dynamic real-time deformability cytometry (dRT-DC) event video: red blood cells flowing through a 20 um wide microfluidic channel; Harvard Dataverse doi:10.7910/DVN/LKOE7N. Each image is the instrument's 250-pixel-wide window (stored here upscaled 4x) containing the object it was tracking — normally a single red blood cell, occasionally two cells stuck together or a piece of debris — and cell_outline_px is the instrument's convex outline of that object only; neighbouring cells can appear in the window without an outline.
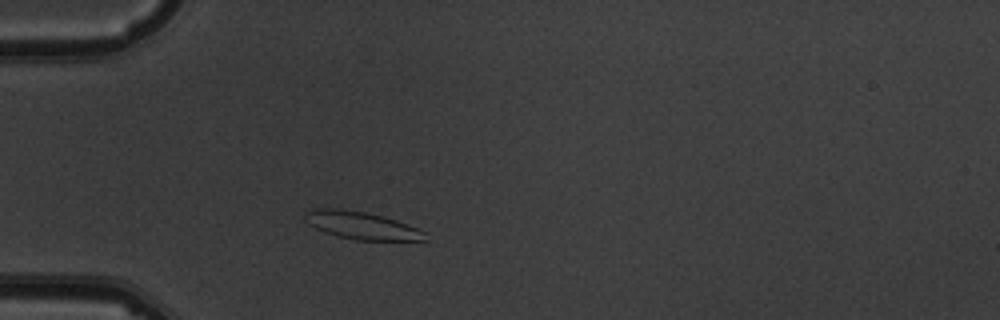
{"species": "common noctule bat (a hibernating species)", "species_latin": "Nyctalus noctula", "temperature_condition": "warm", "stored_images_in_passage": 4, "camera_frame_rate_fps": 3000, "um_per_image_px": 0.085, "animal": {"sex": "male", "body_mass_g": 19.5, "forearm_length_mm": 54.6}, "frame": {"image": 1, "passage_image": 2, "time_ms": 1.0, "image_size_px": [1000, 320], "cell_outline_px": [[428, 240], [356, 240], [336, 236], [324, 232], [308, 224], [304, 220], [304, 212], [316, 208], [340, 208], [364, 212], [384, 216], [396, 220], [416, 228], [424, 232]], "centroid_in_image_um": [30.67, 19.16], "position_along_channel_um": 54.3, "area_um2": 19.31}}